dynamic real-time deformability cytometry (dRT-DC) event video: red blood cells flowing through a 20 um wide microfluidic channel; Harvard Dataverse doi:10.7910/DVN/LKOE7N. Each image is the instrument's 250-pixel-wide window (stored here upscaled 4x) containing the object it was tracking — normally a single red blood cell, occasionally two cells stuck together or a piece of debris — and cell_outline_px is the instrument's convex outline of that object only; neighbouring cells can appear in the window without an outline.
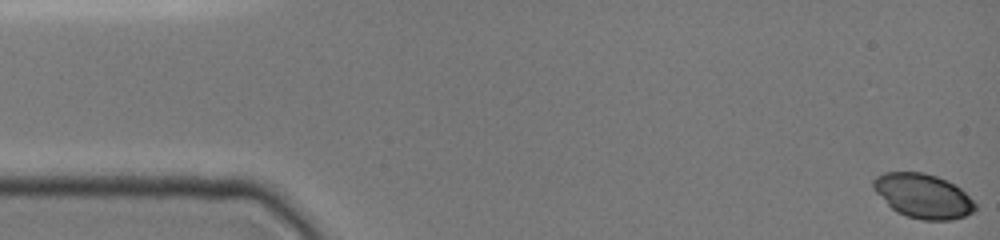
{"species": "common noctule bat (a hibernating species)", "species_latin": "Nyctalus noctula", "temperature_condition": "cold", "stored_images_in_passage": 45, "camera_frame_rate_fps": 3000, "um_per_image_px": 0.085, "animal": {"sex": "female", "body_mass_g": 19.0, "forearm_length_mm": 51.5}, "frame": {"image": 1, "passage_image": 1, "time_ms": 0.0, "image_size_px": [1000, 240], "cell_outline_px": [[976, 208], [972, 212], [964, 216], [952, 220], [924, 220], [908, 216], [896, 212], [872, 188], [872, 180], [876, 176], [884, 172], [924, 172], [936, 176], [960, 188], [976, 204]], "centroid_in_image_um": [78.43, 16.65], "position_along_channel_um": 6.6, "area_um2": 26.07}}
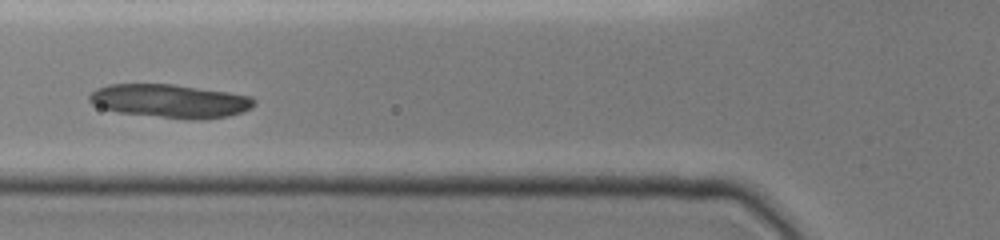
{"frame": {"image": 2, "passage_image": 18, "time_ms": 6.0, "image_size_px": [1000, 240], "cell_outline_px": [[256, 104], [252, 108], [228, 116], [204, 120], [188, 120], [116, 112], [92, 104], [88, 100], [88, 96], [96, 88], [108, 84], [176, 84], [228, 92], [252, 96], [256, 100]], "centroid_in_image_um": [14.48, 8.59], "position_along_channel_um": 111.3, "area_um2": 32.6}}
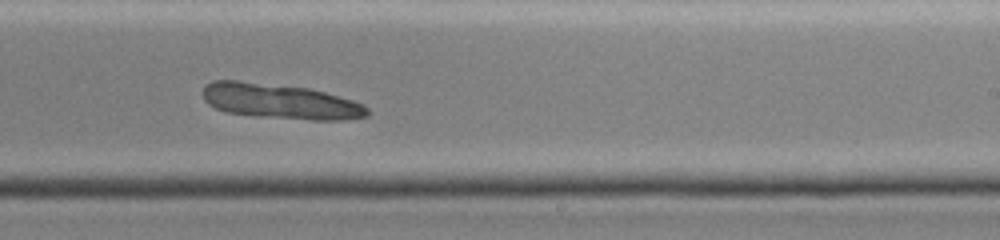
{"frame": {"image": 3, "passage_image": 30, "time_ms": 10.0, "image_size_px": [1000, 240], "cell_outline_px": [[368, 116], [344, 120], [312, 120], [252, 116], [228, 112], [216, 108], [208, 104], [204, 100], [204, 88], [212, 80], [236, 80], [308, 88], [324, 92], [352, 100], [364, 104], [368, 108]], "centroid_in_image_um": [23.83, 8.62], "position_along_channel_um": 265.2, "area_um2": 33.58}}